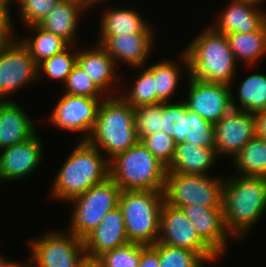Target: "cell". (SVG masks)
<instances>
[{"mask_svg":"<svg viewBox=\"0 0 266 267\" xmlns=\"http://www.w3.org/2000/svg\"><path fill=\"white\" fill-rule=\"evenodd\" d=\"M73 46L69 45L65 50L40 62L38 64V80H42L43 75H46L48 79L60 80L64 84L68 75L77 64V49L73 53Z\"/></svg>","mask_w":266,"mask_h":267,"instance_id":"f546056e","label":"cell"},{"mask_svg":"<svg viewBox=\"0 0 266 267\" xmlns=\"http://www.w3.org/2000/svg\"><path fill=\"white\" fill-rule=\"evenodd\" d=\"M257 136L256 115L232 109L214 124L215 150L219 157L233 158L251 139Z\"/></svg>","mask_w":266,"mask_h":267,"instance_id":"5bb4252c","label":"cell"},{"mask_svg":"<svg viewBox=\"0 0 266 267\" xmlns=\"http://www.w3.org/2000/svg\"><path fill=\"white\" fill-rule=\"evenodd\" d=\"M105 156L87 140L79 141L55 175L50 196L68 202L107 180L110 168Z\"/></svg>","mask_w":266,"mask_h":267,"instance_id":"3957f363","label":"cell"},{"mask_svg":"<svg viewBox=\"0 0 266 267\" xmlns=\"http://www.w3.org/2000/svg\"><path fill=\"white\" fill-rule=\"evenodd\" d=\"M77 1L81 2L84 6H86L87 9L88 7L90 8L92 6V0H77Z\"/></svg>","mask_w":266,"mask_h":267,"instance_id":"7dc6e473","label":"cell"},{"mask_svg":"<svg viewBox=\"0 0 266 267\" xmlns=\"http://www.w3.org/2000/svg\"><path fill=\"white\" fill-rule=\"evenodd\" d=\"M61 0H19V12L25 27L38 25Z\"/></svg>","mask_w":266,"mask_h":267,"instance_id":"f35d334b","label":"cell"},{"mask_svg":"<svg viewBox=\"0 0 266 267\" xmlns=\"http://www.w3.org/2000/svg\"><path fill=\"white\" fill-rule=\"evenodd\" d=\"M0 267H30V259L22 264V262L4 259L0 254Z\"/></svg>","mask_w":266,"mask_h":267,"instance_id":"ee69618b","label":"cell"},{"mask_svg":"<svg viewBox=\"0 0 266 267\" xmlns=\"http://www.w3.org/2000/svg\"><path fill=\"white\" fill-rule=\"evenodd\" d=\"M177 64L179 63L164 59L147 67L154 74L155 90L161 102H169L177 89L182 71Z\"/></svg>","mask_w":266,"mask_h":267,"instance_id":"f1b7e54d","label":"cell"},{"mask_svg":"<svg viewBox=\"0 0 266 267\" xmlns=\"http://www.w3.org/2000/svg\"><path fill=\"white\" fill-rule=\"evenodd\" d=\"M266 210V178L234 176L223 182V216L227 231L242 241ZM261 217V218H260ZM235 236V237H234Z\"/></svg>","mask_w":266,"mask_h":267,"instance_id":"7a4b0ae2","label":"cell"},{"mask_svg":"<svg viewBox=\"0 0 266 267\" xmlns=\"http://www.w3.org/2000/svg\"><path fill=\"white\" fill-rule=\"evenodd\" d=\"M185 141L198 146L215 147L214 124L201 118L186 106Z\"/></svg>","mask_w":266,"mask_h":267,"instance_id":"836d02e7","label":"cell"},{"mask_svg":"<svg viewBox=\"0 0 266 267\" xmlns=\"http://www.w3.org/2000/svg\"><path fill=\"white\" fill-rule=\"evenodd\" d=\"M81 267H102L97 260L87 259Z\"/></svg>","mask_w":266,"mask_h":267,"instance_id":"f6af8a7d","label":"cell"},{"mask_svg":"<svg viewBox=\"0 0 266 267\" xmlns=\"http://www.w3.org/2000/svg\"><path fill=\"white\" fill-rule=\"evenodd\" d=\"M163 192L153 190L121 191L118 206L123 212L126 235L131 243L154 245L160 234Z\"/></svg>","mask_w":266,"mask_h":267,"instance_id":"8992f818","label":"cell"},{"mask_svg":"<svg viewBox=\"0 0 266 267\" xmlns=\"http://www.w3.org/2000/svg\"><path fill=\"white\" fill-rule=\"evenodd\" d=\"M103 1H106V0H92V6H95L94 4H98L100 2H103Z\"/></svg>","mask_w":266,"mask_h":267,"instance_id":"c3c4849f","label":"cell"},{"mask_svg":"<svg viewBox=\"0 0 266 267\" xmlns=\"http://www.w3.org/2000/svg\"><path fill=\"white\" fill-rule=\"evenodd\" d=\"M234 159V168L241 176L266 178V140L256 136L240 149Z\"/></svg>","mask_w":266,"mask_h":267,"instance_id":"484cf974","label":"cell"},{"mask_svg":"<svg viewBox=\"0 0 266 267\" xmlns=\"http://www.w3.org/2000/svg\"><path fill=\"white\" fill-rule=\"evenodd\" d=\"M37 133L11 147L0 150V182L25 178L39 167L43 144Z\"/></svg>","mask_w":266,"mask_h":267,"instance_id":"9a60e30c","label":"cell"},{"mask_svg":"<svg viewBox=\"0 0 266 267\" xmlns=\"http://www.w3.org/2000/svg\"><path fill=\"white\" fill-rule=\"evenodd\" d=\"M187 108L196 112L204 120L215 124L232 108L231 86L207 83L188 75Z\"/></svg>","mask_w":266,"mask_h":267,"instance_id":"4fadbf2b","label":"cell"},{"mask_svg":"<svg viewBox=\"0 0 266 267\" xmlns=\"http://www.w3.org/2000/svg\"><path fill=\"white\" fill-rule=\"evenodd\" d=\"M219 15L212 27L225 35L248 34L259 31L266 25V13L263 10L240 0H231Z\"/></svg>","mask_w":266,"mask_h":267,"instance_id":"d6986e66","label":"cell"},{"mask_svg":"<svg viewBox=\"0 0 266 267\" xmlns=\"http://www.w3.org/2000/svg\"><path fill=\"white\" fill-rule=\"evenodd\" d=\"M4 3H6L8 6H11V0H0Z\"/></svg>","mask_w":266,"mask_h":267,"instance_id":"681fc988","label":"cell"},{"mask_svg":"<svg viewBox=\"0 0 266 267\" xmlns=\"http://www.w3.org/2000/svg\"><path fill=\"white\" fill-rule=\"evenodd\" d=\"M26 28L33 30V37L21 38L20 41L27 47L30 56L39 64L44 59H47L57 53L65 50L70 44L61 38L48 32L38 25H31Z\"/></svg>","mask_w":266,"mask_h":267,"instance_id":"83f0119b","label":"cell"},{"mask_svg":"<svg viewBox=\"0 0 266 267\" xmlns=\"http://www.w3.org/2000/svg\"><path fill=\"white\" fill-rule=\"evenodd\" d=\"M199 237L221 258L231 234L224 224L223 209L205 208L197 205L181 207Z\"/></svg>","mask_w":266,"mask_h":267,"instance_id":"2e32d148","label":"cell"},{"mask_svg":"<svg viewBox=\"0 0 266 267\" xmlns=\"http://www.w3.org/2000/svg\"><path fill=\"white\" fill-rule=\"evenodd\" d=\"M138 75L132 84L130 92L123 93L121 97L133 108L161 103L157 98L155 90L154 74L148 68H145V70H140V74Z\"/></svg>","mask_w":266,"mask_h":267,"instance_id":"4dcf8cb0","label":"cell"},{"mask_svg":"<svg viewBox=\"0 0 266 267\" xmlns=\"http://www.w3.org/2000/svg\"><path fill=\"white\" fill-rule=\"evenodd\" d=\"M9 10V6L0 1V29H14Z\"/></svg>","mask_w":266,"mask_h":267,"instance_id":"60d3db41","label":"cell"},{"mask_svg":"<svg viewBox=\"0 0 266 267\" xmlns=\"http://www.w3.org/2000/svg\"><path fill=\"white\" fill-rule=\"evenodd\" d=\"M110 178L125 190L163 192L167 167L139 140L109 161Z\"/></svg>","mask_w":266,"mask_h":267,"instance_id":"5b68a950","label":"cell"},{"mask_svg":"<svg viewBox=\"0 0 266 267\" xmlns=\"http://www.w3.org/2000/svg\"><path fill=\"white\" fill-rule=\"evenodd\" d=\"M206 263L197 252L159 243V267H204Z\"/></svg>","mask_w":266,"mask_h":267,"instance_id":"d6a6232c","label":"cell"},{"mask_svg":"<svg viewBox=\"0 0 266 267\" xmlns=\"http://www.w3.org/2000/svg\"><path fill=\"white\" fill-rule=\"evenodd\" d=\"M186 104L183 100L162 102V130L174 138L175 144L185 141Z\"/></svg>","mask_w":266,"mask_h":267,"instance_id":"1f68e13d","label":"cell"},{"mask_svg":"<svg viewBox=\"0 0 266 267\" xmlns=\"http://www.w3.org/2000/svg\"><path fill=\"white\" fill-rule=\"evenodd\" d=\"M158 242L172 247L185 248L200 254L209 264L220 258L197 234L181 208L165 202L160 212Z\"/></svg>","mask_w":266,"mask_h":267,"instance_id":"30bf717a","label":"cell"},{"mask_svg":"<svg viewBox=\"0 0 266 267\" xmlns=\"http://www.w3.org/2000/svg\"><path fill=\"white\" fill-rule=\"evenodd\" d=\"M87 141L106 153L109 161L125 152L139 141L134 108L120 95L107 96L99 106L97 122Z\"/></svg>","mask_w":266,"mask_h":267,"instance_id":"277c9868","label":"cell"},{"mask_svg":"<svg viewBox=\"0 0 266 267\" xmlns=\"http://www.w3.org/2000/svg\"><path fill=\"white\" fill-rule=\"evenodd\" d=\"M101 16L99 36L118 34L153 33L150 24L131 8H108Z\"/></svg>","mask_w":266,"mask_h":267,"instance_id":"cb8c5ba5","label":"cell"},{"mask_svg":"<svg viewBox=\"0 0 266 267\" xmlns=\"http://www.w3.org/2000/svg\"><path fill=\"white\" fill-rule=\"evenodd\" d=\"M141 244L128 243L100 255L96 260L102 267H138Z\"/></svg>","mask_w":266,"mask_h":267,"instance_id":"e575fe53","label":"cell"},{"mask_svg":"<svg viewBox=\"0 0 266 267\" xmlns=\"http://www.w3.org/2000/svg\"><path fill=\"white\" fill-rule=\"evenodd\" d=\"M13 30L0 29V54L14 41L16 36H14Z\"/></svg>","mask_w":266,"mask_h":267,"instance_id":"b9f144b4","label":"cell"},{"mask_svg":"<svg viewBox=\"0 0 266 267\" xmlns=\"http://www.w3.org/2000/svg\"><path fill=\"white\" fill-rule=\"evenodd\" d=\"M215 147L198 146L192 142L176 144L167 172L191 175H209L217 160ZM208 172V173H207Z\"/></svg>","mask_w":266,"mask_h":267,"instance_id":"7402d4cb","label":"cell"},{"mask_svg":"<svg viewBox=\"0 0 266 267\" xmlns=\"http://www.w3.org/2000/svg\"><path fill=\"white\" fill-rule=\"evenodd\" d=\"M257 136L266 140V109L256 114Z\"/></svg>","mask_w":266,"mask_h":267,"instance_id":"7bdbcfd3","label":"cell"},{"mask_svg":"<svg viewBox=\"0 0 266 267\" xmlns=\"http://www.w3.org/2000/svg\"><path fill=\"white\" fill-rule=\"evenodd\" d=\"M102 99L104 98L64 93L49 117L50 124L60 130L81 132L84 135L81 140H87L97 122V113Z\"/></svg>","mask_w":266,"mask_h":267,"instance_id":"7c38bea8","label":"cell"},{"mask_svg":"<svg viewBox=\"0 0 266 267\" xmlns=\"http://www.w3.org/2000/svg\"><path fill=\"white\" fill-rule=\"evenodd\" d=\"M83 242L86 257L91 260H96L103 253L130 243L121 208L117 206L109 211Z\"/></svg>","mask_w":266,"mask_h":267,"instance_id":"e0dca14e","label":"cell"},{"mask_svg":"<svg viewBox=\"0 0 266 267\" xmlns=\"http://www.w3.org/2000/svg\"><path fill=\"white\" fill-rule=\"evenodd\" d=\"M13 1H14L15 3H17L19 0H11V4H12Z\"/></svg>","mask_w":266,"mask_h":267,"instance_id":"f907efd6","label":"cell"},{"mask_svg":"<svg viewBox=\"0 0 266 267\" xmlns=\"http://www.w3.org/2000/svg\"><path fill=\"white\" fill-rule=\"evenodd\" d=\"M138 139L162 131V102L134 108Z\"/></svg>","mask_w":266,"mask_h":267,"instance_id":"d590c367","label":"cell"},{"mask_svg":"<svg viewBox=\"0 0 266 267\" xmlns=\"http://www.w3.org/2000/svg\"><path fill=\"white\" fill-rule=\"evenodd\" d=\"M138 267H159V242L154 245L141 244V259Z\"/></svg>","mask_w":266,"mask_h":267,"instance_id":"ab89813d","label":"cell"},{"mask_svg":"<svg viewBox=\"0 0 266 267\" xmlns=\"http://www.w3.org/2000/svg\"><path fill=\"white\" fill-rule=\"evenodd\" d=\"M154 33L118 34L113 36H100L101 44L117 64L120 60L126 65L143 69L146 59L153 50ZM152 48V49H151ZM149 54V55H148ZM135 67V68H134Z\"/></svg>","mask_w":266,"mask_h":267,"instance_id":"ac0fdd59","label":"cell"},{"mask_svg":"<svg viewBox=\"0 0 266 267\" xmlns=\"http://www.w3.org/2000/svg\"><path fill=\"white\" fill-rule=\"evenodd\" d=\"M222 177L167 172L163 190L164 202L172 207L197 205L223 209Z\"/></svg>","mask_w":266,"mask_h":267,"instance_id":"52a82bcc","label":"cell"},{"mask_svg":"<svg viewBox=\"0 0 266 267\" xmlns=\"http://www.w3.org/2000/svg\"><path fill=\"white\" fill-rule=\"evenodd\" d=\"M232 94V108L256 115L266 109V75L251 74L239 86L238 101Z\"/></svg>","mask_w":266,"mask_h":267,"instance_id":"4316f807","label":"cell"},{"mask_svg":"<svg viewBox=\"0 0 266 267\" xmlns=\"http://www.w3.org/2000/svg\"><path fill=\"white\" fill-rule=\"evenodd\" d=\"M188 73L194 79L207 83L232 86L237 61L230 49L225 34L216 31L212 25L195 37L180 57Z\"/></svg>","mask_w":266,"mask_h":267,"instance_id":"6da1fadb","label":"cell"},{"mask_svg":"<svg viewBox=\"0 0 266 267\" xmlns=\"http://www.w3.org/2000/svg\"><path fill=\"white\" fill-rule=\"evenodd\" d=\"M28 242L30 267H81L87 260L83 240L69 231L52 230Z\"/></svg>","mask_w":266,"mask_h":267,"instance_id":"9c48e42d","label":"cell"},{"mask_svg":"<svg viewBox=\"0 0 266 267\" xmlns=\"http://www.w3.org/2000/svg\"><path fill=\"white\" fill-rule=\"evenodd\" d=\"M37 80L38 64L20 38L15 37L0 54V101L10 100L8 95L12 92Z\"/></svg>","mask_w":266,"mask_h":267,"instance_id":"8fae6325","label":"cell"},{"mask_svg":"<svg viewBox=\"0 0 266 267\" xmlns=\"http://www.w3.org/2000/svg\"><path fill=\"white\" fill-rule=\"evenodd\" d=\"M121 191L109 177L69 200L70 204L73 203L69 232L83 240L109 211L118 206Z\"/></svg>","mask_w":266,"mask_h":267,"instance_id":"ba28073f","label":"cell"},{"mask_svg":"<svg viewBox=\"0 0 266 267\" xmlns=\"http://www.w3.org/2000/svg\"><path fill=\"white\" fill-rule=\"evenodd\" d=\"M13 100L0 101V150L36 134L34 121Z\"/></svg>","mask_w":266,"mask_h":267,"instance_id":"44dd1931","label":"cell"},{"mask_svg":"<svg viewBox=\"0 0 266 267\" xmlns=\"http://www.w3.org/2000/svg\"><path fill=\"white\" fill-rule=\"evenodd\" d=\"M240 1L246 2L248 4H251V5L258 7L259 6L258 4H260L262 1H266V0H240Z\"/></svg>","mask_w":266,"mask_h":267,"instance_id":"bcb514c9","label":"cell"},{"mask_svg":"<svg viewBox=\"0 0 266 267\" xmlns=\"http://www.w3.org/2000/svg\"><path fill=\"white\" fill-rule=\"evenodd\" d=\"M96 45V47L90 49H78L77 63L104 93L103 97L114 96V94L111 95L113 91L111 93L110 91L113 86L121 82L122 77L116 76L115 60L107 53L106 49L101 44L97 43Z\"/></svg>","mask_w":266,"mask_h":267,"instance_id":"ffe728a7","label":"cell"},{"mask_svg":"<svg viewBox=\"0 0 266 267\" xmlns=\"http://www.w3.org/2000/svg\"><path fill=\"white\" fill-rule=\"evenodd\" d=\"M140 141L161 163L166 167L170 165L176 146L174 138L162 130L144 136Z\"/></svg>","mask_w":266,"mask_h":267,"instance_id":"74e56055","label":"cell"},{"mask_svg":"<svg viewBox=\"0 0 266 267\" xmlns=\"http://www.w3.org/2000/svg\"><path fill=\"white\" fill-rule=\"evenodd\" d=\"M226 37L237 63L240 60L247 66L252 65L266 54V25L256 32L232 33Z\"/></svg>","mask_w":266,"mask_h":267,"instance_id":"d4e9b609","label":"cell"},{"mask_svg":"<svg viewBox=\"0 0 266 267\" xmlns=\"http://www.w3.org/2000/svg\"><path fill=\"white\" fill-rule=\"evenodd\" d=\"M63 85L65 87V93L69 95L103 98L102 95L104 93L96 86L78 63L74 66Z\"/></svg>","mask_w":266,"mask_h":267,"instance_id":"8d00e7d4","label":"cell"},{"mask_svg":"<svg viewBox=\"0 0 266 267\" xmlns=\"http://www.w3.org/2000/svg\"><path fill=\"white\" fill-rule=\"evenodd\" d=\"M86 8L77 0H61L38 26L75 45L78 19Z\"/></svg>","mask_w":266,"mask_h":267,"instance_id":"603a6c76","label":"cell"}]
</instances>
